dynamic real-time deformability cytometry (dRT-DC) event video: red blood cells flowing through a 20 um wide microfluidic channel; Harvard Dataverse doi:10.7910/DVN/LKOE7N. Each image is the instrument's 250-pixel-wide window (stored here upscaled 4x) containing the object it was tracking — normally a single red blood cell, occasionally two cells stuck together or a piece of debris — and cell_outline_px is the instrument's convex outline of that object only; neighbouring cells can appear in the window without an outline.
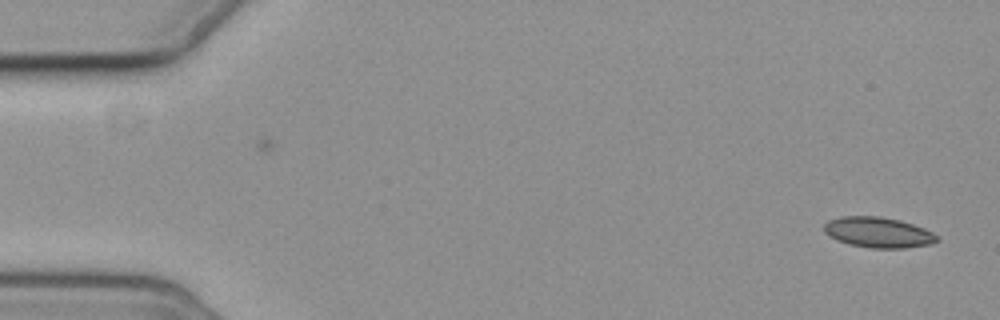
{"species": "common noctule bat (a hibernating species)", "species_latin": "Nyctalus noctula", "temperature_condition": "cold", "stored_images_in_passage": 5, "camera_frame_rate_fps": 3000, "um_per_image_px": 0.085, "animal": {"sex": "female", "body_mass_g": 19.3, "forearm_length_mm": 54.1}, "frame": {"image": 1, "passage_image": 1, "time_ms": 0.0, "image_size_px": [1000, 320], "cell_outline_px": [[940, 240], [928, 244], [904, 248], [872, 248], [852, 244], [836, 240], [828, 236], [824, 232], [824, 224], [828, 220], [840, 216], [880, 216], [900, 220], [924, 228], [940, 236]], "centroid_in_image_um": [74.64, 19.74], "position_along_channel_um": 10.4, "area_um2": 20.11}}
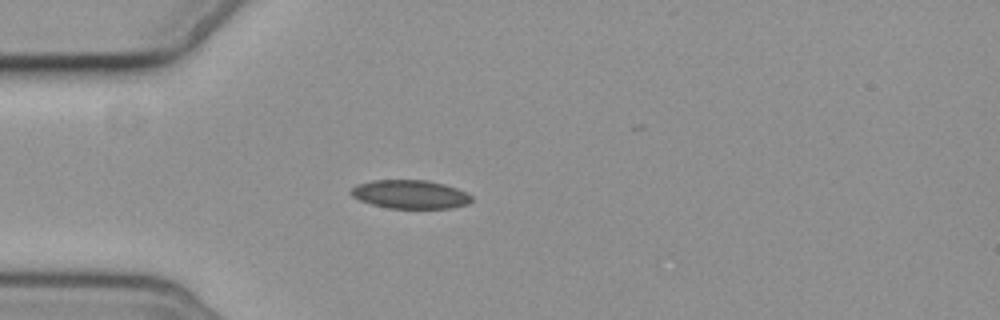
{"frame": {"image": 2, "passage_image": 5, "time_ms": 4.667, "image_size_px": [1000, 320], "cell_outline_px": [[472, 200], [468, 204], [452, 208], [388, 208], [372, 204], [360, 200], [352, 196], [348, 192], [356, 184], [372, 180], [428, 180], [444, 184], [456, 188], [472, 196]], "centroid_in_image_um": [34.84, 16.51], "position_along_channel_um": 50.2, "area_um2": 20.11}}